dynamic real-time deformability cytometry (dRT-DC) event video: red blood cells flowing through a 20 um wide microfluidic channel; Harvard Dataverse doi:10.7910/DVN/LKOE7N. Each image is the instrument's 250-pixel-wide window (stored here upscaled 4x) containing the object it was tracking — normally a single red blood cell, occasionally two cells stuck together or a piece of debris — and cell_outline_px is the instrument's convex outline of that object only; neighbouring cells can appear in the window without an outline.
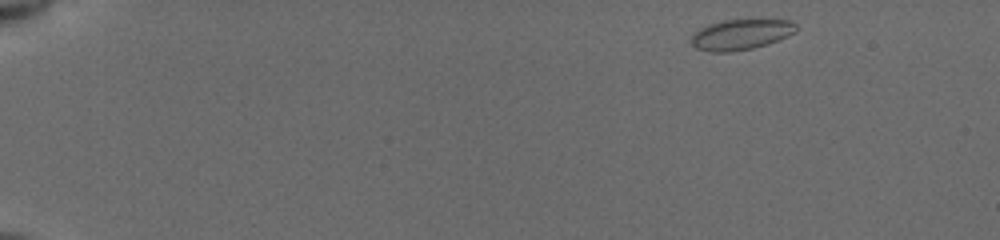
{"species": "common noctule bat (a hibernating species)", "species_latin": "Nyctalus noctula", "temperature_condition": "cold", "stored_images_in_passage": 11, "camera_frame_rate_fps": 3000, "um_per_image_px": 0.085, "animal": {"sex": "female", "body_mass_g": 19.5, "forearm_length_mm": 54.1}, "frame": {"image": 1, "passage_image": 1, "time_ms": 0.0, "image_size_px": [1000, 240], "cell_outline_px": [[796, 32], [788, 36], [768, 44], [752, 48], [728, 52], [712, 52], [696, 48], [692, 44], [692, 36], [700, 28], [724, 20], [792, 20], [796, 24]], "centroid_in_image_um": [63.02, 2.94], "position_along_channel_um": 22.0, "area_um2": 18.38}}
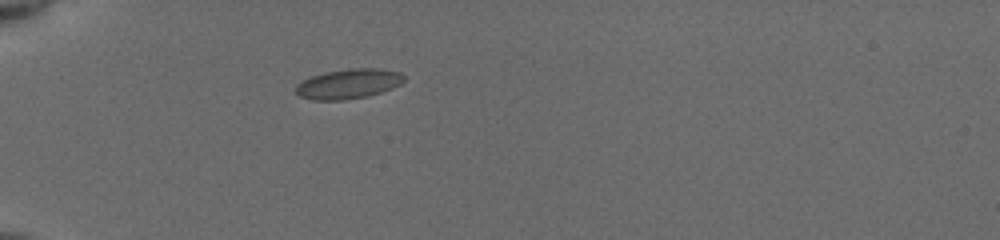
{"frame": {"image": 2, "passage_image": 7, "time_ms": 2.0, "image_size_px": [1000, 240], "cell_outline_px": [[404, 80], [400, 84], [392, 88], [368, 96], [344, 100], [312, 100], [300, 96], [296, 92], [296, 84], [312, 76], [328, 72], [352, 68], [376, 68], [400, 72], [404, 76]], "centroid_in_image_um": [29.62, 7.13], "position_along_channel_um": 55.4, "area_um2": 18.61}}
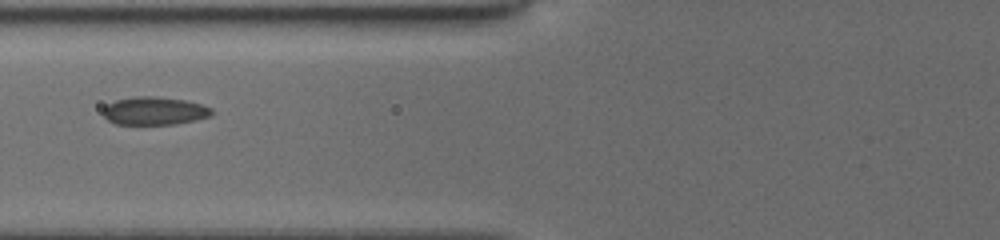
{"frame": {"image": 3, "passage_image": 10, "time_ms": 3.0, "image_size_px": [1000, 240], "cell_outline_px": [[212, 116], [196, 120], [172, 124], [116, 124], [108, 120], [104, 116], [104, 108], [108, 104], [116, 100], [136, 96], [156, 96], [184, 100], [200, 104], [212, 108]], "centroid_in_image_um": [13.14, 9.42], "position_along_channel_um": 112.7, "area_um2": 17.63}}